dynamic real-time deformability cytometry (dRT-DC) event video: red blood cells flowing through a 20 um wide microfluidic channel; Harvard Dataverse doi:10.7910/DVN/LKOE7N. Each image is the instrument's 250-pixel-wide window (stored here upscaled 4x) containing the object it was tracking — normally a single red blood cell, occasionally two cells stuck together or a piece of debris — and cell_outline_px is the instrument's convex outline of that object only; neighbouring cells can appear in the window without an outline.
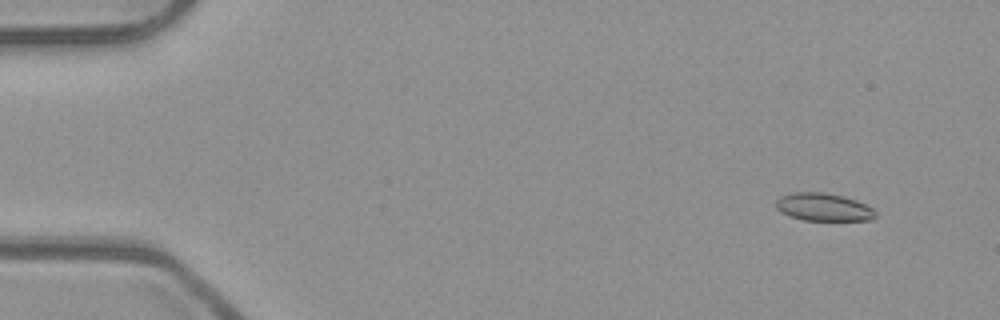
{"species": "common noctule bat (a hibernating species)", "species_latin": "Nyctalus noctula", "temperature_condition": "room temperature", "stored_images_in_passage": 12, "camera_frame_rate_fps": 3000, "um_per_image_px": 0.085, "animal": {"sex": "male", "body_mass_g": 23.1, "forearm_length_mm": 52.7}, "frame": {"image": 1, "passage_image": 4, "time_ms": 1.0, "image_size_px": [1000, 320], "cell_outline_px": [[876, 216], [872, 220], [804, 220], [788, 216], [780, 212], [776, 208], [776, 200], [780, 196], [792, 192], [824, 192], [856, 200], [872, 208], [876, 212]], "centroid_in_image_um": [69.96, 17.6], "position_along_channel_um": 15.0, "area_um2": 16.13}}